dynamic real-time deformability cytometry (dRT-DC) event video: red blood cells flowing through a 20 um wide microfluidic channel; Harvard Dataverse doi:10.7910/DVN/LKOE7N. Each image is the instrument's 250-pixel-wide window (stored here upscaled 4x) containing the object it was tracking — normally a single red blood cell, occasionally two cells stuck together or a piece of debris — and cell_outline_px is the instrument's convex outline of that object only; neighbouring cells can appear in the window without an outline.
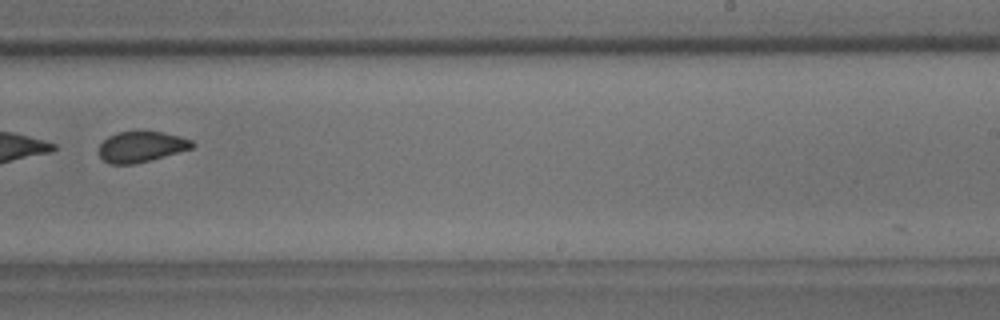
{"species": "common noctule bat (a hibernating species)", "species_latin": "Nyctalus noctula", "temperature_condition": "room temperature", "stored_images_in_passage": 10, "camera_frame_rate_fps": 3000, "um_per_image_px": 0.085, "animal": {"sex": "male", "body_mass_g": 18.8}, "frame": {"image": 1, "passage_image": 10, "time_ms": 11.0, "image_size_px": [1000, 320], "cell_outline_px": [[196, 144], [192, 148], [148, 160], [132, 164], [108, 164], [100, 156], [100, 144], [108, 136], [120, 132], [164, 132], [180, 136], [192, 140]], "centroid_in_image_um": [12.01, 12.47], "position_along_channel_um": 277.0, "area_um2": 16.36}}